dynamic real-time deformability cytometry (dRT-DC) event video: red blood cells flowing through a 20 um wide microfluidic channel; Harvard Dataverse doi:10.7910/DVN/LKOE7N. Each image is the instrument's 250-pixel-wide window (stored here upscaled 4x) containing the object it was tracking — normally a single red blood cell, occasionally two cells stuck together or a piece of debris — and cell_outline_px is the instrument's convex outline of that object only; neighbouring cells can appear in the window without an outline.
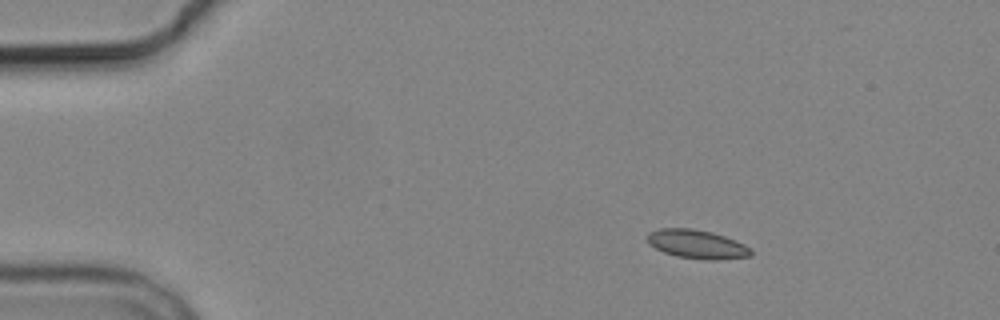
{"species": "common noctule bat (a hibernating species)", "species_latin": "Nyctalus noctula", "temperature_condition": "cold", "stored_images_in_passage": 5, "camera_frame_rate_fps": 3000, "um_per_image_px": 0.085, "animal": {"sex": "male", "body_mass_g": 19.2, "forearm_length_mm": 51.8}, "frame": {"image": 1, "passage_image": 2, "time_ms": 1.333, "image_size_px": [1000, 320], "cell_outline_px": [[752, 256], [712, 260], [708, 260], [676, 256], [664, 252], [648, 244], [648, 232], [660, 228], [692, 228], [712, 232], [736, 240], [752, 248]], "centroid_in_image_um": [59.26, 20.75], "position_along_channel_um": 25.7, "area_um2": 17.4}}
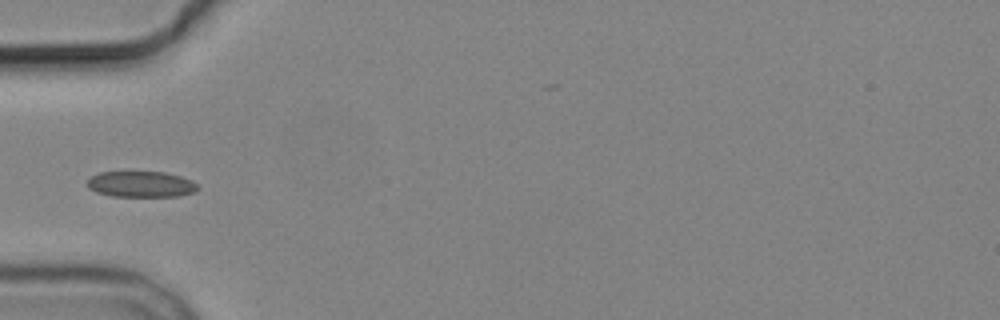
{"frame": {"image": 2, "passage_image": 4, "time_ms": 4.667, "image_size_px": [1000, 320], "cell_outline_px": [[200, 188], [196, 192], [180, 196], [112, 196], [96, 192], [88, 188], [88, 176], [100, 172], [164, 172], [180, 176], [192, 180]], "centroid_in_image_um": [11.99, 15.66], "position_along_channel_um": 73.0, "area_um2": 16.82}}